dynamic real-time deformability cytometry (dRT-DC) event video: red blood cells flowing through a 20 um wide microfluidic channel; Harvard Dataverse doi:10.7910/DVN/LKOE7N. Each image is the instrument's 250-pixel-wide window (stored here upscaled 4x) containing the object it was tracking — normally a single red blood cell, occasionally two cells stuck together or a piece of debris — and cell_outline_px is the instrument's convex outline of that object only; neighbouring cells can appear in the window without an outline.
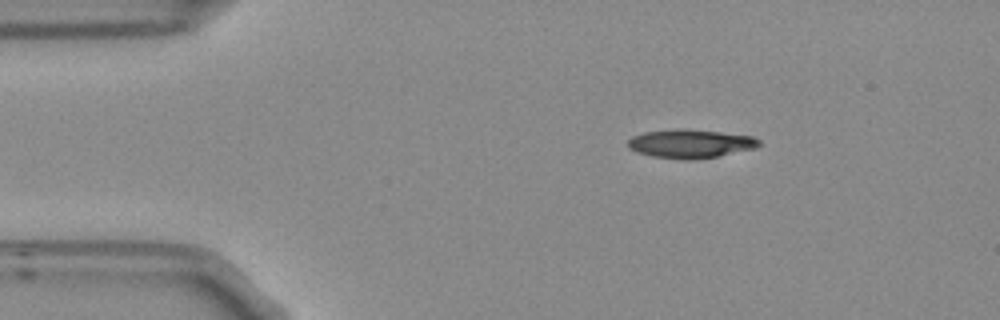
{"species": "Egyptian fruit bat (a non-hibernating species)", "species_latin": "Rousettus aegyptiacus", "temperature_condition": "room temperature", "stored_images_in_passage": 6, "camera_frame_rate_fps": 3000, "um_per_image_px": 0.085, "frame": {"image": 1, "passage_image": 1, "time_ms": 0.0, "image_size_px": [1000, 320], "cell_outline_px": [[760, 144], [756, 148], [716, 156], [652, 156], [636, 152], [628, 148], [628, 140], [632, 136], [644, 132], [676, 128], [684, 128], [720, 132], [752, 136], [760, 140]], "centroid_in_image_um": [58.67, 12.15], "position_along_channel_um": 26.3, "area_um2": 20.92}}
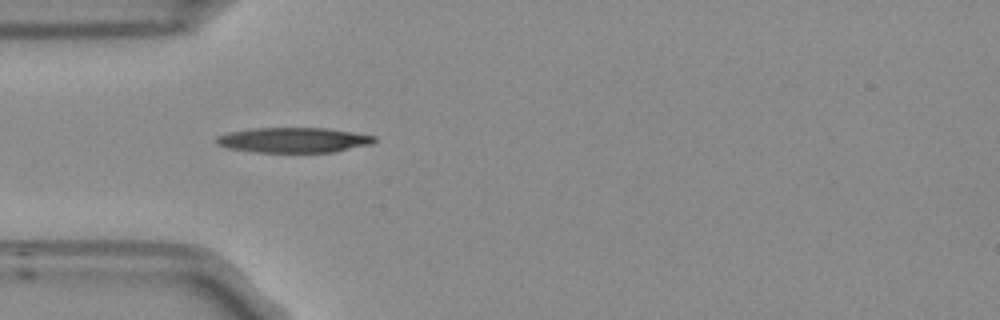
{"frame": {"image": 2, "passage_image": 3, "time_ms": 0.667, "image_size_px": [1000, 320], "cell_outline_px": [[376, 140], [372, 144], [332, 152], [256, 152], [228, 148], [216, 144], [216, 136], [228, 132], [256, 128], [328, 128], [376, 136]], "centroid_in_image_um": [24.94, 11.9], "position_along_channel_um": 60.1, "area_um2": 23.06}}